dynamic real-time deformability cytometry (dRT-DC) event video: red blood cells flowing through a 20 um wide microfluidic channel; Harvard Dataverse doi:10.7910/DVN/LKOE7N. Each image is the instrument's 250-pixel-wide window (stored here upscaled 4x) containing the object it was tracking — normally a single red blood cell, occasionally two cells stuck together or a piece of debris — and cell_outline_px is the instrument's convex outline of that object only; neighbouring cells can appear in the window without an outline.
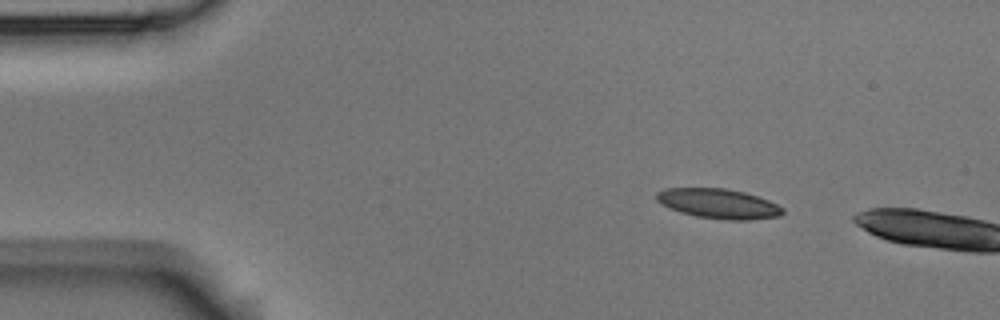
{"species": "Egyptian fruit bat (a non-hibernating species)", "species_latin": "Rousettus aegyptiacus", "temperature_condition": "room temperature", "stored_images_in_passage": 2, "camera_frame_rate_fps": 3000, "um_per_image_px": 0.085, "animal": {"sex": "male"}, "frame": {"image": 1, "passage_image": 1, "time_ms": 0.0, "image_size_px": [1000, 320], "cell_outline_px": [[784, 212], [780, 216], [748, 220], [728, 220], [696, 216], [680, 212], [660, 204], [656, 200], [656, 192], [664, 188], [728, 188], [744, 192], [768, 200], [784, 208]], "centroid_in_image_um": [61.05, 17.3], "position_along_channel_um": 23.9, "area_um2": 21.96}}